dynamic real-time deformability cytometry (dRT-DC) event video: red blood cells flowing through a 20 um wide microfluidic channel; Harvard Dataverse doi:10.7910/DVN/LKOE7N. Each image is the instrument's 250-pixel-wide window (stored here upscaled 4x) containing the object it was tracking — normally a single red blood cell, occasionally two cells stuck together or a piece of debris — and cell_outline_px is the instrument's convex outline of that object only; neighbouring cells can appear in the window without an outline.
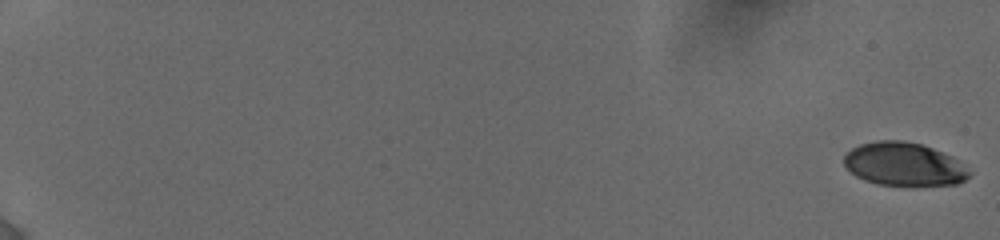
{"species": "human", "species_latin": "Homo sapiens", "temperature_condition": "cold", "stored_images_in_passage": 13, "camera_frame_rate_fps": 3000, "um_per_image_px": 0.085, "donor": {"sex": "female"}, "frame": {"image": 1, "passage_image": 1, "time_ms": 0.0, "image_size_px": [1000, 240], "cell_outline_px": [[972, 176], [956, 184], [916, 188], [876, 184], [864, 180], [856, 176], [844, 164], [844, 156], [852, 148], [860, 144], [880, 140], [900, 140], [920, 144], [932, 148], [956, 160], [972, 172]], "centroid_in_image_um": [76.85, 14.01], "position_along_channel_um": 8.1, "area_um2": 32.08}}
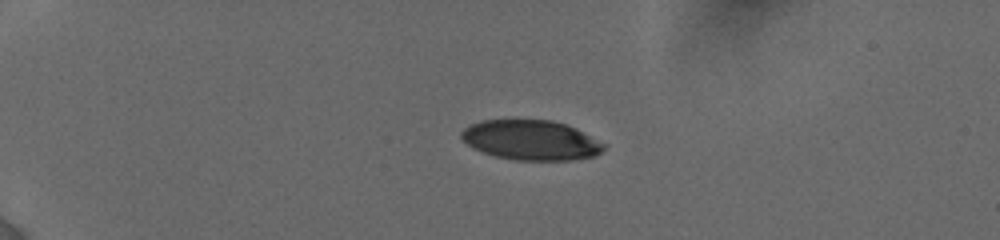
{"frame": {"image": 2, "passage_image": 8, "time_ms": 5.0, "image_size_px": [1000, 240], "cell_outline_px": [[608, 144], [596, 156], [572, 160], [516, 160], [496, 156], [472, 148], [460, 136], [460, 132], [468, 124], [480, 120], [552, 120], [576, 128]], "centroid_in_image_um": [45.15, 11.9], "position_along_channel_um": 39.9, "area_um2": 33.29}}
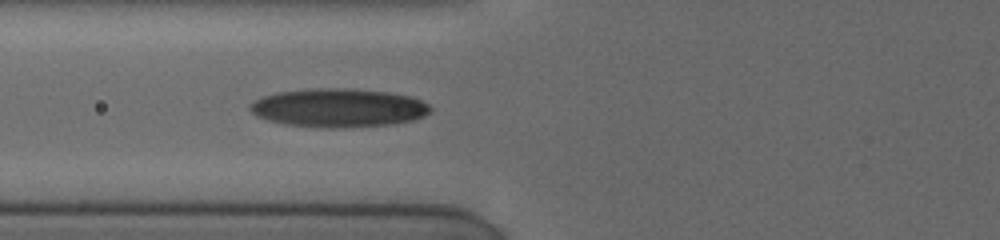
{"frame": {"image": 3, "passage_image": 13, "time_ms": 8.333, "image_size_px": [1000, 240], "cell_outline_px": [[432, 108], [424, 116], [412, 120], [388, 124], [332, 128], [328, 128], [284, 124], [268, 120], [256, 116], [248, 108], [248, 104], [264, 96], [276, 92], [316, 88], [352, 88], [384, 92], [408, 96], [420, 100], [428, 104]], "centroid_in_image_um": [28.72, 9.16], "position_along_channel_um": 97.1, "area_um2": 40.23}}